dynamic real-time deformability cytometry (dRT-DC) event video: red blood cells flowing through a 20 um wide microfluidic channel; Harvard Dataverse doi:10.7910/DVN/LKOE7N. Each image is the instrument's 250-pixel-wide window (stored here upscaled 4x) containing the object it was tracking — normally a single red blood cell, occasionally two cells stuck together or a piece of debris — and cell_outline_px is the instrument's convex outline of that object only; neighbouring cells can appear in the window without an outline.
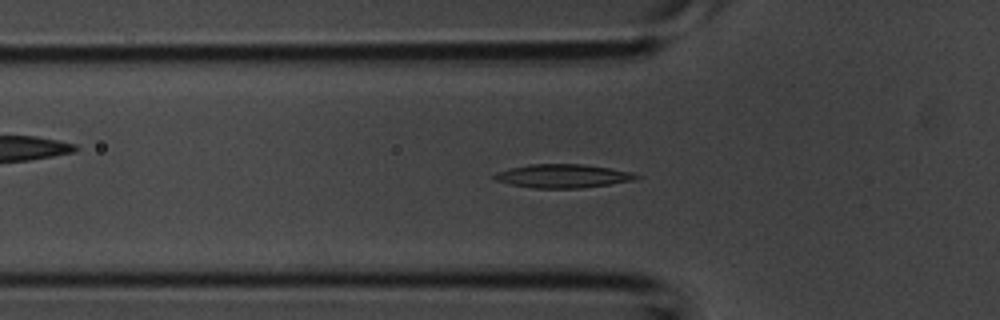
{"species": "common noctule bat (a hibernating species)", "species_latin": "Nyctalus noctula", "temperature_condition": "room temperature", "stored_images_in_passage": 43, "camera_frame_rate_fps": 3000, "um_per_image_px": 0.085, "animal": {"sex": "male", "body_mass_g": 20.1, "forearm_length_mm": 53.5}, "frame": {"image": 1, "passage_image": 14, "time_ms": 4.333, "image_size_px": [1000, 320], "cell_outline_px": [[640, 176], [632, 180], [608, 184], [580, 188], [536, 188], [512, 184], [496, 180], [492, 176], [496, 172], [528, 164], [584, 164], [632, 172]], "centroid_in_image_um": [47.82, 14.95], "position_along_channel_um": 78.0, "area_um2": 19.13}}
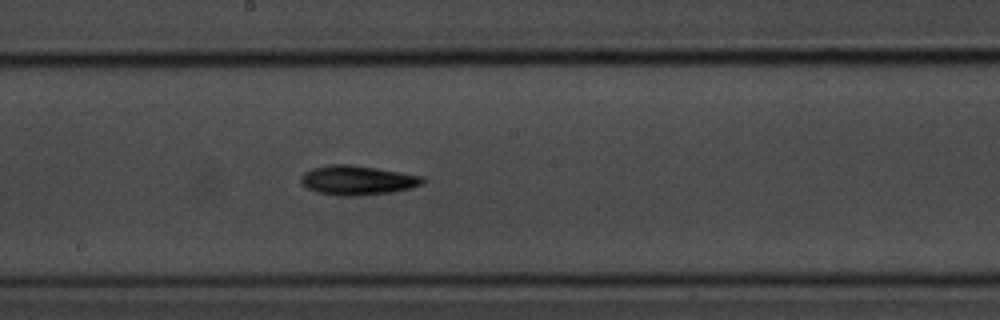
{"frame": {"image": 2, "passage_image": 23, "time_ms": 7.333, "image_size_px": [1000, 320], "cell_outline_px": [[424, 180], [420, 184], [412, 188], [388, 192], [360, 196], [336, 196], [320, 192], [308, 188], [300, 180], [300, 176], [304, 172], [312, 168], [332, 164], [348, 164], [376, 168], [424, 176]], "centroid_in_image_um": [30.36, 15.32], "position_along_channel_um": 217.8, "area_um2": 20.69}}
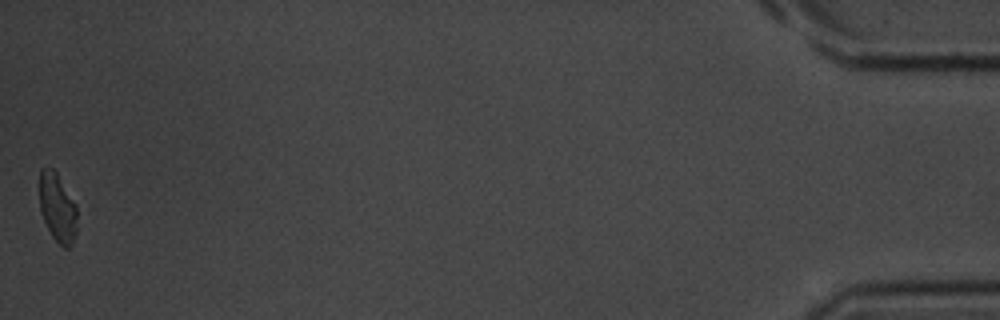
{"frame": {"image": 3, "passage_image": 43, "time_ms": 14.0, "image_size_px": [1000, 320], "cell_outline_px": [[76, 232], [72, 244], [68, 248], [64, 248], [52, 236], [40, 212], [40, 168], [52, 168], [56, 172], [76, 204]], "centroid_in_image_um": [4.88, 17.66], "position_along_channel_um": 430.3, "area_um2": 14.91}}